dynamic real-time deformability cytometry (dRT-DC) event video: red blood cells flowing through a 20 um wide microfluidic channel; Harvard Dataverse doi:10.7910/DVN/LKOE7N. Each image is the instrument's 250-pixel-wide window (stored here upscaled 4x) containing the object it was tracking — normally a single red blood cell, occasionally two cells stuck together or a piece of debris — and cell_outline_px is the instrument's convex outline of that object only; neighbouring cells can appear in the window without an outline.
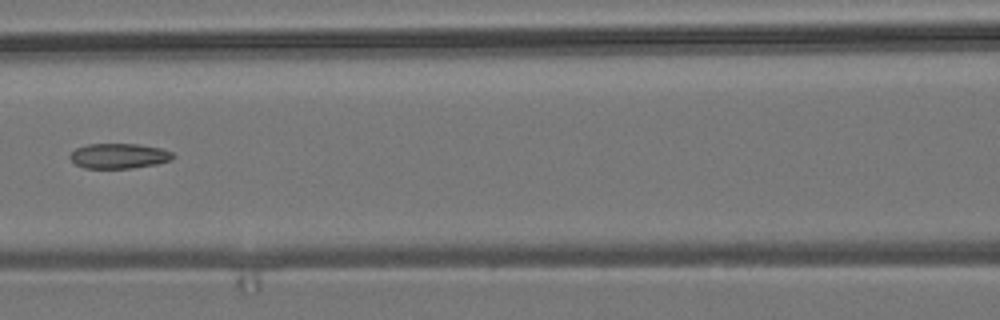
{"species": "common noctule bat (a hibernating species)", "species_latin": "Nyctalus noctula", "temperature_condition": "room temperature", "stored_images_in_passage": 8, "camera_frame_rate_fps": 3000, "um_per_image_px": 0.085, "animal": {"sex": "male", "body_mass_g": 19.2, "forearm_length_mm": 51.8}, "frame": {"image": 1, "passage_image": 7, "time_ms": 7.0, "image_size_px": [1000, 320], "cell_outline_px": [[176, 156], [172, 160], [156, 164], [132, 168], [84, 168], [76, 164], [68, 156], [76, 148], [88, 144], [140, 144], [160, 148], [172, 152]], "centroid_in_image_um": [10.13, 13.25], "position_along_channel_um": 156.5, "area_um2": 15.09}}
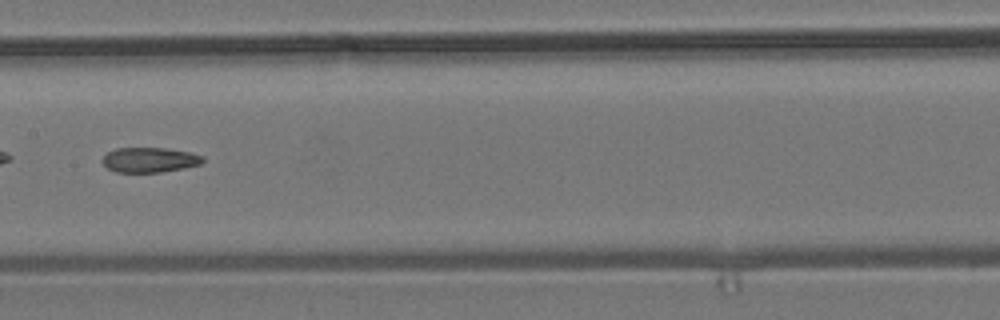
{"frame": {"image": 2, "passage_image": 8, "time_ms": 8.0, "image_size_px": [1000, 320], "cell_outline_px": [[204, 160], [200, 164], [160, 172], [116, 172], [108, 168], [100, 160], [108, 152], [116, 148], [164, 148], [188, 152], [204, 156]], "centroid_in_image_um": [12.68, 13.58], "position_along_channel_um": 194.7, "area_um2": 14.39}}